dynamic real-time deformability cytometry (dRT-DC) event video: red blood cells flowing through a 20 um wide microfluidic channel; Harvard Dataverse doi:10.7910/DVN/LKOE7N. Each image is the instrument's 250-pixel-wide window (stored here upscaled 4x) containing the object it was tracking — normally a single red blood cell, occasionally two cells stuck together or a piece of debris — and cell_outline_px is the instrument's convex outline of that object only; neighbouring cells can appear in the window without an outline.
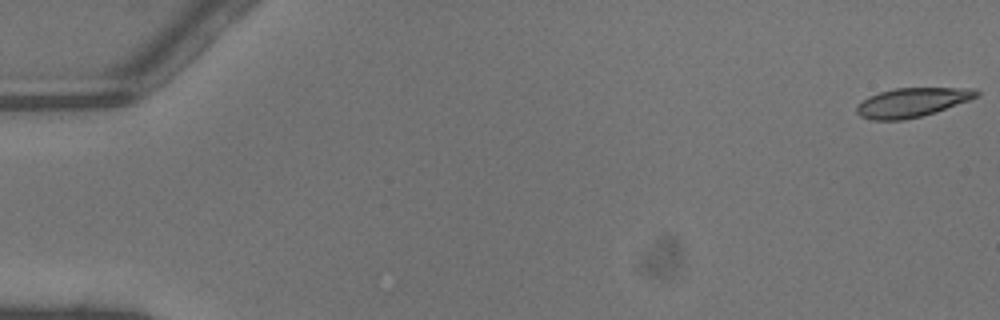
{"species": "common noctule bat (a hibernating species)", "species_latin": "Nyctalus noctula", "temperature_condition": "warm", "stored_images_in_passage": 47, "camera_frame_rate_fps": 3000, "um_per_image_px": 0.085, "animal": {"sex": "male", "body_mass_g": 13.3}, "frame": {"image": 1, "passage_image": 1, "time_ms": 0.0, "image_size_px": [1000, 320], "cell_outline_px": [[980, 96], [936, 112], [904, 120], [872, 120], [860, 116], [856, 112], [856, 108], [868, 96], [880, 92], [896, 88], [976, 88], [980, 92]], "centroid_in_image_um": [77.56, 8.7], "position_along_channel_um": 7.4, "area_um2": 20.29}}
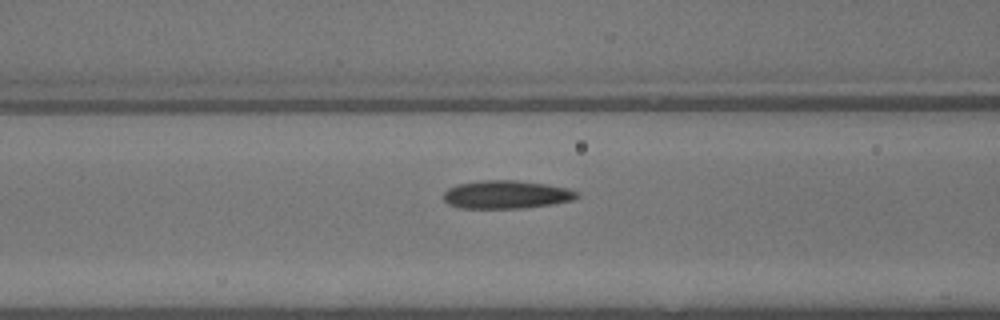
{"frame": {"image": 2, "passage_image": 20, "time_ms": 6.333, "image_size_px": [1000, 320], "cell_outline_px": [[580, 196], [576, 200], [552, 204], [524, 208], [460, 208], [448, 204], [444, 200], [444, 192], [448, 188], [456, 184], [484, 180], [516, 180], [544, 184], [568, 188], [576, 192]], "centroid_in_image_um": [43.04, 16.54], "position_along_channel_um": 123.6, "area_um2": 21.96}}
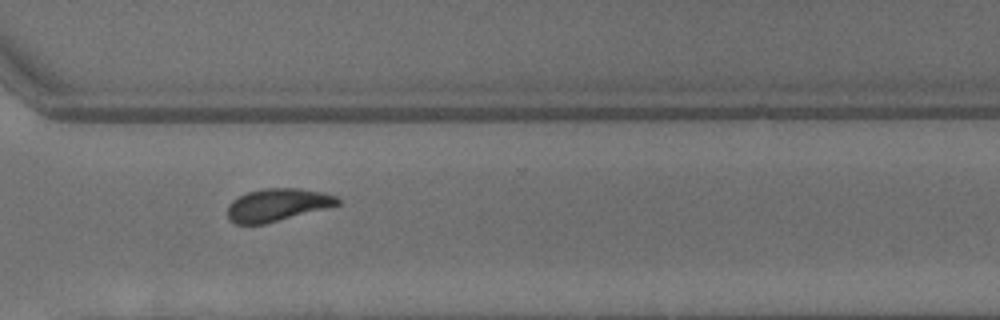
{"frame": {"image": 3, "passage_image": 35, "time_ms": 11.333, "image_size_px": [1000, 320], "cell_outline_px": [[340, 204], [264, 224], [236, 224], [228, 220], [228, 204], [232, 200], [248, 192], [264, 188], [296, 188], [324, 192], [336, 196], [340, 200]], "centroid_in_image_um": [23.55, 17.41], "position_along_channel_um": 347.0, "area_um2": 20.75}, "authors_computed_cell_mechanics": {"area_um2": 21.4438, "velocity_mm_per_s": 4.4861, "shape_relaxation_time_tau1_ms": 6.8515, "shape_relaxation_time_tau2_ms": 2.4277, "deformation_change_tau1": 0.1851, "deformation_change_tau2": 0.0912}}